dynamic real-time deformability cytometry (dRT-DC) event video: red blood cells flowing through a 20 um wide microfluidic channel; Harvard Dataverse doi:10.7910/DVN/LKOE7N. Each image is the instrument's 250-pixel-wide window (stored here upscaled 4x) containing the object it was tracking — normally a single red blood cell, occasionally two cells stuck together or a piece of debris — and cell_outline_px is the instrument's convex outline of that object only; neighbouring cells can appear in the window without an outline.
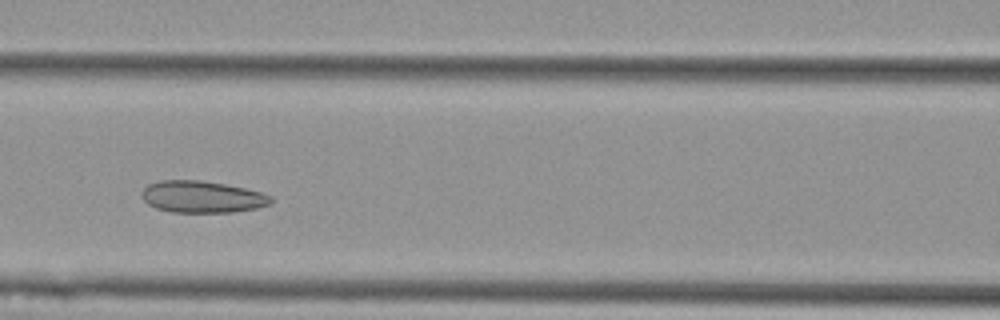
{"species": "Egyptian fruit bat (a non-hibernating species)", "species_latin": "Rousettus aegyptiacus", "temperature_condition": "cold", "stored_images_in_passage": 6, "camera_frame_rate_fps": 3000, "um_per_image_px": 0.085, "animal": {"sex": "female"}, "frame": {"image": 1, "passage_image": 5, "time_ms": 1.333, "image_size_px": [1000, 320], "cell_outline_px": [[272, 200], [268, 204], [256, 208], [232, 212], [172, 212], [156, 208], [148, 204], [140, 196], [140, 192], [148, 184], [160, 180], [200, 180], [224, 184], [244, 188], [260, 192], [272, 196]], "centroid_in_image_um": [17.13, 16.72], "position_along_channel_um": 149.5, "area_um2": 23.87}}
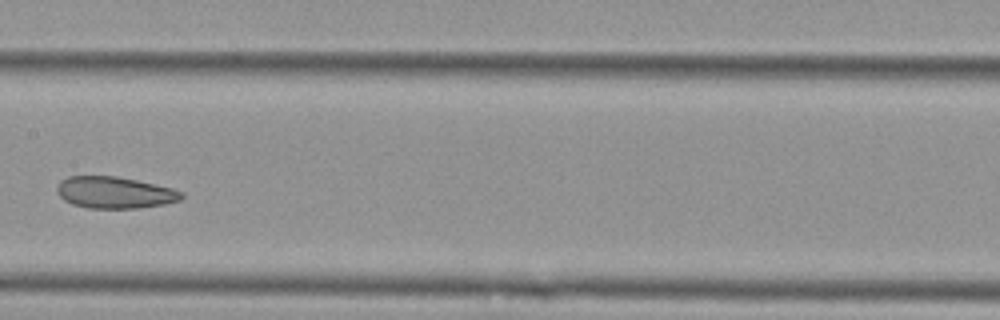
{"frame": {"image": 2, "passage_image": 6, "time_ms": 1.667, "image_size_px": [1000, 320], "cell_outline_px": [[184, 196], [180, 200], [164, 204], [136, 208], [88, 208], [72, 204], [64, 200], [56, 192], [56, 188], [60, 180], [68, 176], [116, 176], [136, 180], [172, 188], [184, 192]], "centroid_in_image_um": [9.73, 16.36], "position_along_channel_um": 197.7, "area_um2": 23.0}}